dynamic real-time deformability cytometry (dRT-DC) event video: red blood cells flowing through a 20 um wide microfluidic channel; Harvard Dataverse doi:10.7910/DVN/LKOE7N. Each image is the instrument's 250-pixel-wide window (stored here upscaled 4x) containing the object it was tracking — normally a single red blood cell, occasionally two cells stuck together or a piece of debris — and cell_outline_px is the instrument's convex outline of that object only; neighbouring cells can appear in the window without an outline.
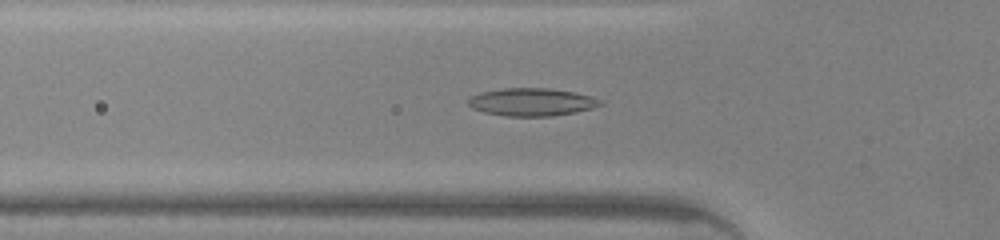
{"species": "common noctule bat (a hibernating species)", "species_latin": "Nyctalus noctula", "temperature_condition": "warm", "stored_images_in_passage": 45, "camera_frame_rate_fps": 3000, "um_per_image_px": 0.085, "animal": {"sex": "male", "body_mass_g": 20.0, "forearm_length_mm": 53.3}, "frame": {"image": 1, "passage_image": 14, "time_ms": 4.333, "image_size_px": [1000, 240], "cell_outline_px": [[604, 104], [592, 108], [552, 116], [508, 116], [484, 112], [472, 108], [468, 104], [468, 100], [472, 96], [480, 92], [504, 88], [548, 88], [576, 92], [592, 96], [604, 100]], "centroid_in_image_um": [45.23, 8.66], "position_along_channel_um": 80.6, "area_um2": 21.39}}
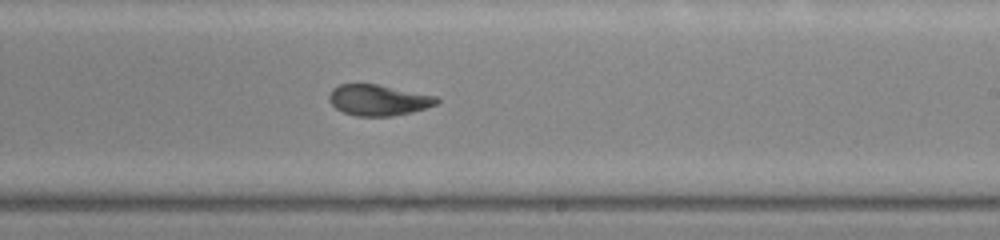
{"frame": {"image": 2, "passage_image": 26, "time_ms": 8.333, "image_size_px": [1000, 240], "cell_outline_px": [[440, 100], [436, 104], [412, 112], [392, 116], [356, 116], [344, 112], [336, 108], [328, 100], [328, 96], [332, 88], [340, 84], [376, 84], [436, 96]], "centroid_in_image_um": [32.13, 8.51], "position_along_channel_um": 256.9, "area_um2": 19.25}}
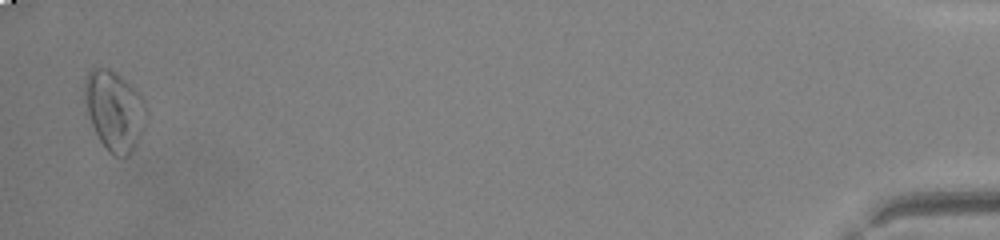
{"frame": {"image": 3, "passage_image": 44, "time_ms": 14.333, "image_size_px": [1000, 240], "cell_outline_px": [[148, 120], [132, 152], [128, 156], [112, 156], [104, 148], [92, 124], [84, 100], [84, 80], [88, 72], [92, 68], [108, 68], [116, 72], [144, 100], [148, 108]], "centroid_in_image_um": [9.74, 9.42], "position_along_channel_um": 425.5, "area_um2": 28.73}, "authors_computed_cell_mechanics": {"area_um2": 20.4612, "velocity_mm_per_s": 4.4119, "shape_relaxation_time_tau1_ms": 5.3214, "shape_relaxation_time_tau2_ms": 2.3296, "deformation_change_tau1": 0.1698, "deformation_change_tau2": 0.0765}}